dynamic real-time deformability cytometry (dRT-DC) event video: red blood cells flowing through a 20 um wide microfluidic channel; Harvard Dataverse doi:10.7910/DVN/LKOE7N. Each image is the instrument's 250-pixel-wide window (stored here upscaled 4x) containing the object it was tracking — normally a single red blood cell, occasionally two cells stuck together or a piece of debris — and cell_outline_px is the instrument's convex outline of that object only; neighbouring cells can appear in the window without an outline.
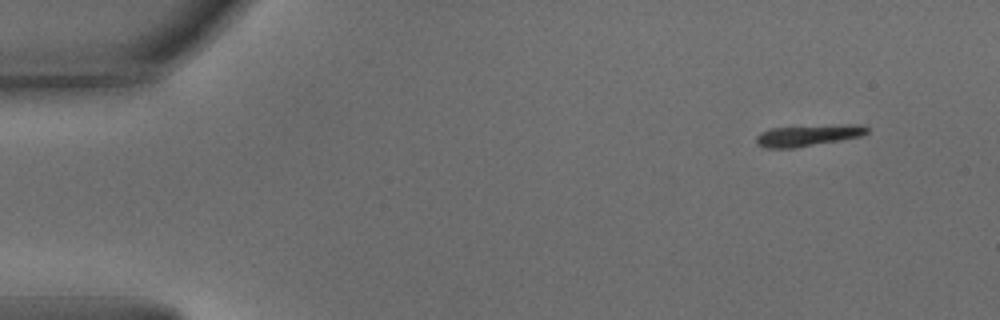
{"species": "common noctule bat (a hibernating species)", "species_latin": "Nyctalus noctula", "temperature_condition": "warm", "stored_images_in_passage": 50, "camera_frame_rate_fps": 3000, "um_per_image_px": 0.085, "animal": {"sex": "male", "body_mass_g": 15.6}, "frame": {"image": 1, "passage_image": 1, "time_ms": 0.0, "image_size_px": [1000, 320], "cell_outline_px": [[868, 132], [860, 136], [840, 140], [796, 148], [764, 148], [756, 144], [756, 136], [760, 132], [772, 128], [844, 124], [864, 124], [868, 128]], "centroid_in_image_um": [68.68, 11.51], "position_along_channel_um": 16.3, "area_um2": 13.87}}
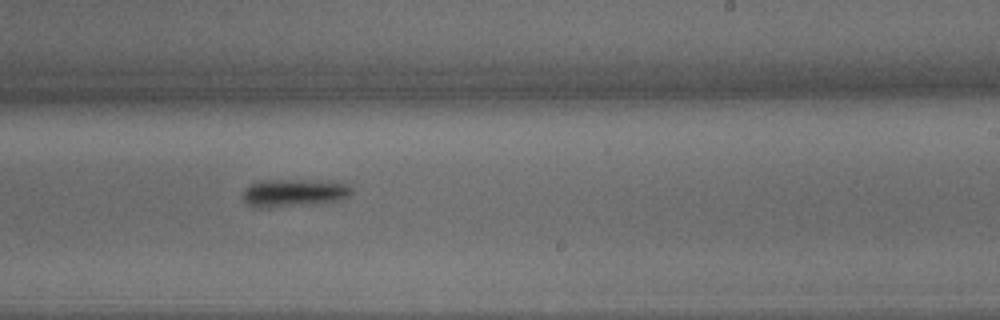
{"frame": {"image": 2, "passage_image": 29, "time_ms": 9.333, "image_size_px": [1000, 320], "cell_outline_px": [[352, 192], [348, 196], [340, 200], [316, 204], [268, 208], [252, 208], [244, 200], [244, 188], [248, 184], [256, 180], [340, 180], [348, 184], [352, 188]], "centroid_in_image_um": [25.01, 16.38], "position_along_channel_um": 264.0, "area_um2": 18.32}}
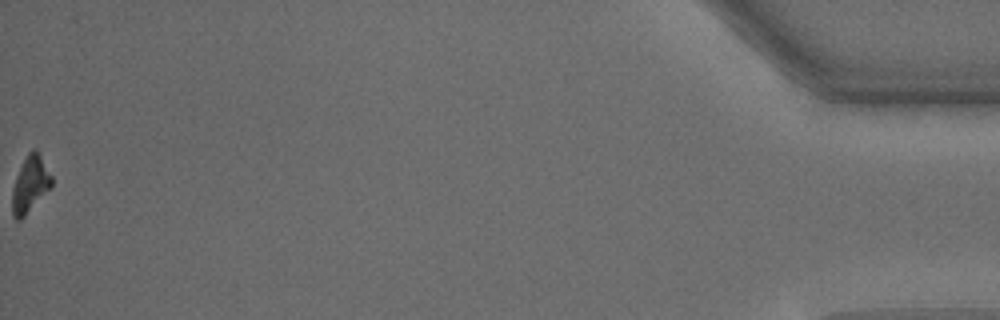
{"frame": {"image": 3, "passage_image": 50, "time_ms": 16.333, "image_size_px": [1000, 320], "cell_outline_px": [[52, 188], [20, 220], [16, 220], [12, 216], [12, 192], [16, 176], [28, 152], [32, 148], [36, 148], [52, 176]], "centroid_in_image_um": [2.57, 15.67], "position_along_channel_um": 432.6, "area_um2": 12.95}, "authors_computed_cell_mechanics": {"area_um2": 15.1725, "velocity_mm_per_s": 3.7982, "shape_relaxation_time_tau1_ms": 4.4687, "shape_relaxation_time_tau2_ms": null, "deformation_change_tau1": 0.2306, "deformation_change_tau2": null}}